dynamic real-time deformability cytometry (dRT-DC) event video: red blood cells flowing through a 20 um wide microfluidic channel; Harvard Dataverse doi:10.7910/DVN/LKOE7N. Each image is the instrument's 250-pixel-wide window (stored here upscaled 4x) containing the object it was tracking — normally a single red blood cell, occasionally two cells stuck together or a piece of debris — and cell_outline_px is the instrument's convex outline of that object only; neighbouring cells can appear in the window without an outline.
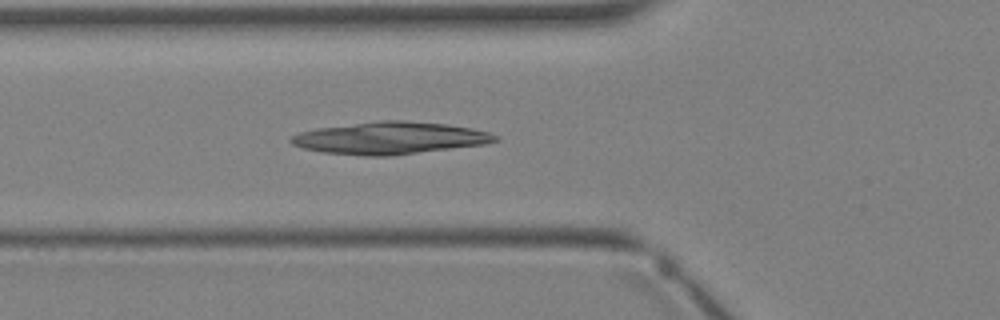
{"species": "Egyptian fruit bat (a non-hibernating species)", "species_latin": "Rousettus aegyptiacus", "temperature_condition": "warm", "stored_images_in_passage": 4, "camera_frame_rate_fps": 3000, "um_per_image_px": 0.085, "animal": {"sex": "female"}, "frame": {"image": 1, "passage_image": 4, "time_ms": 4.667, "image_size_px": [1000, 320], "cell_outline_px": [[500, 140], [484, 144], [392, 156], [364, 156], [324, 152], [304, 148], [292, 144], [288, 140], [292, 136], [300, 132], [320, 128], [380, 120], [400, 120], [444, 124], [472, 128], [488, 132], [500, 136]], "centroid_in_image_um": [33.17, 11.74], "position_along_channel_um": 92.6, "area_um2": 38.09}}